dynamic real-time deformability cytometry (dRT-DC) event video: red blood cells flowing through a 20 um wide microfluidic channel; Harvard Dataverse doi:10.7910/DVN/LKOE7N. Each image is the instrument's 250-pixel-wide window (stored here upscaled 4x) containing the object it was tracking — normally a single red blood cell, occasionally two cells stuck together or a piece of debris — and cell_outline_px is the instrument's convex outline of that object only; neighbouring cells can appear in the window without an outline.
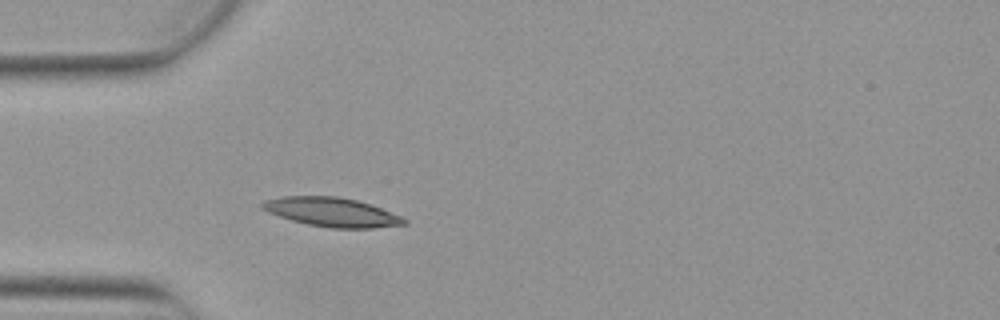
{"species": "Egyptian fruit bat (a non-hibernating species)", "species_latin": "Rousettus aegyptiacus", "temperature_condition": "warm", "stored_images_in_passage": 3, "camera_frame_rate_fps": 3000, "um_per_image_px": 0.085, "animal": {"sex": "female"}, "frame": {"image": 1, "passage_image": 3, "time_ms": 0.667, "image_size_px": [1000, 320], "cell_outline_px": [[408, 224], [372, 228], [332, 228], [308, 224], [292, 220], [268, 212], [260, 208], [260, 204], [264, 200], [280, 196], [340, 196], [356, 200], [380, 208], [400, 216], [408, 220]], "centroid_in_image_um": [28.17, 18.02], "position_along_channel_um": 56.8, "area_um2": 23.93}}